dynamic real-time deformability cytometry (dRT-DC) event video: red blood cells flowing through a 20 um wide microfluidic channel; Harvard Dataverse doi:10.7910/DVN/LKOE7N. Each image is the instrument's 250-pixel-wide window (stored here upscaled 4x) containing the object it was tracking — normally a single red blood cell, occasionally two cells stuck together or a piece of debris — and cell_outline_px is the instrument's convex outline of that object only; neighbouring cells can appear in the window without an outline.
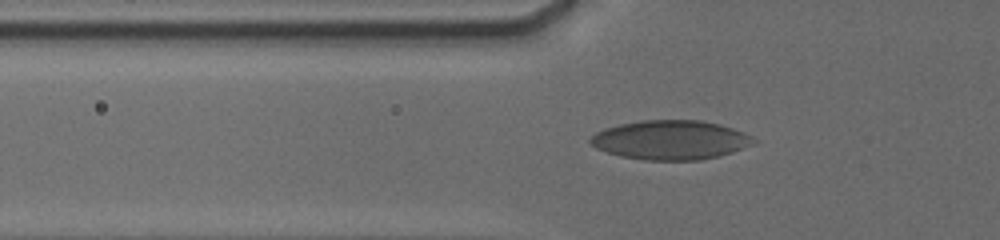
{"species": "human", "species_latin": "Homo sapiens", "temperature_condition": "cold", "stored_images_in_passage": 26, "camera_frame_rate_fps": 3000, "um_per_image_px": 0.085, "donor": {"sex": "male"}, "frame": {"image": 1, "passage_image": 12, "time_ms": 3.667, "image_size_px": [1000, 240], "cell_outline_px": [[756, 144], [732, 152], [700, 160], [644, 160], [620, 156], [596, 148], [588, 140], [596, 132], [604, 128], [620, 124], [644, 120], [700, 120], [720, 124], [744, 132], [752, 136], [756, 140]], "centroid_in_image_um": [57.02, 11.89], "position_along_channel_um": 68.8, "area_um2": 37.34}}
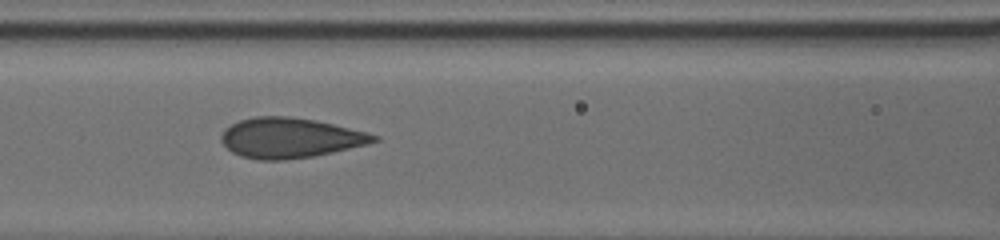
{"frame": {"image": 2, "passage_image": 19, "time_ms": 5.667, "image_size_px": [1000, 240], "cell_outline_px": [[380, 140], [368, 144], [332, 152], [312, 156], [284, 160], [260, 160], [240, 156], [232, 152], [220, 140], [220, 136], [224, 128], [240, 120], [256, 116], [288, 116], [316, 120], [368, 132], [380, 136]], "centroid_in_image_um": [24.66, 11.71], "position_along_channel_um": 141.9, "area_um2": 35.72}}
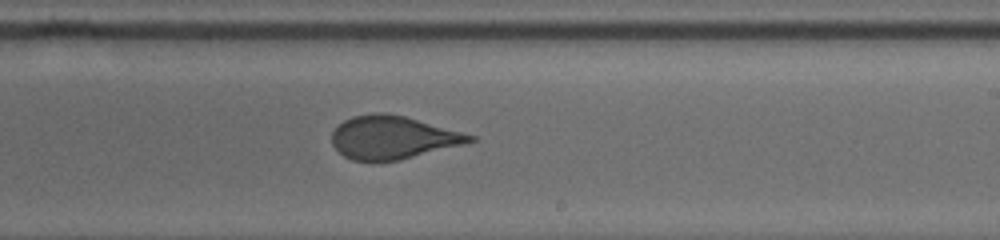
{"frame": {"image": 3, "passage_image": 26, "time_ms": 8.667, "image_size_px": [1000, 240], "cell_outline_px": [[476, 140], [464, 144], [400, 160], [352, 160], [344, 156], [332, 144], [332, 132], [344, 120], [352, 116], [376, 112], [384, 112], [404, 116], [476, 136]], "centroid_in_image_um": [33.38, 11.67], "position_along_channel_um": 255.6, "area_um2": 34.22}}